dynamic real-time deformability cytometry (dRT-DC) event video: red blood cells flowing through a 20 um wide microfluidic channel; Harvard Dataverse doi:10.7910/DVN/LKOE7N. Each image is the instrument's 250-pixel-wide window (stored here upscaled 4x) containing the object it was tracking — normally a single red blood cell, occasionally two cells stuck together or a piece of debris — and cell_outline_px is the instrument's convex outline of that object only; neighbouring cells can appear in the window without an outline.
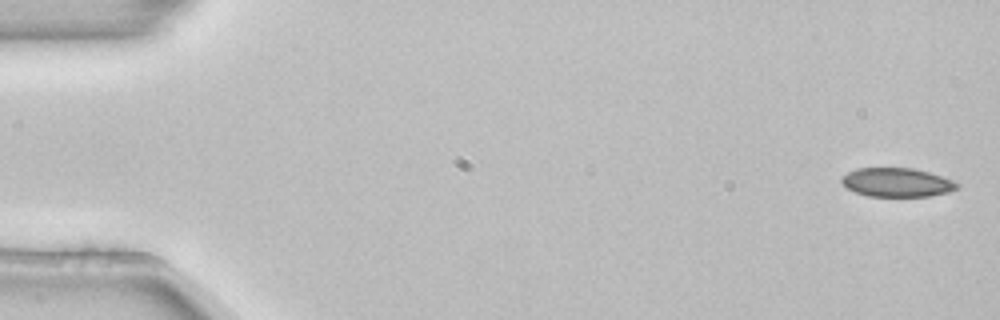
{"species": "common noctule bat (a hibernating species)", "species_latin": "Nyctalus noctula", "temperature_condition": "room temperature", "stored_images_in_passage": 4, "segment_of_instrument_passage": [2, 2], "camera_frame_rate_fps": 3000, "um_per_image_px": 0.085, "animal": {"sex": "female", "body_mass_g": 22.7, "forearm_length_mm": 54.2}, "frame": {"image": 1, "passage_image": 4, "time_ms": 1.0, "image_size_px": [1000, 320], "cell_outline_px": [[960, 188], [948, 192], [932, 196], [868, 196], [856, 192], [848, 188], [840, 180], [840, 176], [856, 168], [912, 168], [928, 172], [952, 180], [960, 184]], "centroid_in_image_um": [76.24, 15.5], "position_along_channel_um": 8.8, "area_um2": 19.42}}